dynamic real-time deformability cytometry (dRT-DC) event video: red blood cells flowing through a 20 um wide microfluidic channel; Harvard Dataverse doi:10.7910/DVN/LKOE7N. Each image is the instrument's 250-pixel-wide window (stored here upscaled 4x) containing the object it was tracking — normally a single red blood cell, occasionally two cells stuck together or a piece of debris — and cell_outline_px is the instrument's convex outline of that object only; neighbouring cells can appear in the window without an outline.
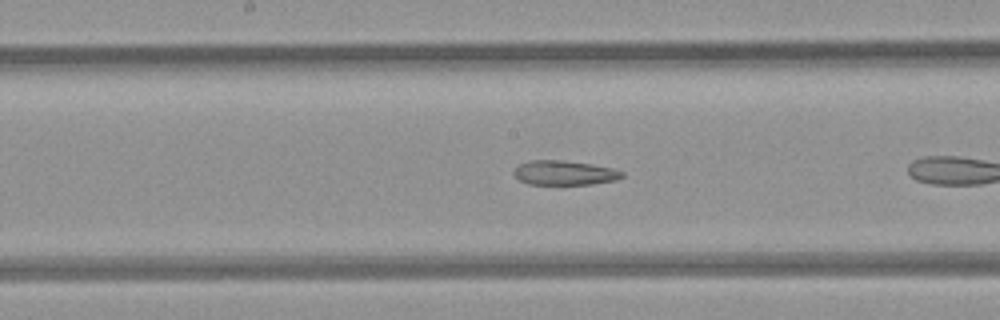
{"species": "common noctule bat (a hibernating species)", "species_latin": "Nyctalus noctula", "temperature_condition": "room temperature", "stored_images_in_passage": 19, "camera_frame_rate_fps": 3000, "um_per_image_px": 0.085, "animal": {"sex": "female", "body_mass_g": 21.9}, "frame": {"image": 1, "passage_image": 11, "time_ms": 3.333, "image_size_px": [1000, 320], "cell_outline_px": [[624, 176], [616, 180], [592, 184], [528, 184], [520, 180], [512, 172], [520, 164], [532, 160], [564, 160], [592, 164], [612, 168], [624, 172]], "centroid_in_image_um": [48.0, 14.69], "position_along_channel_um": 200.2, "area_um2": 15.37}}
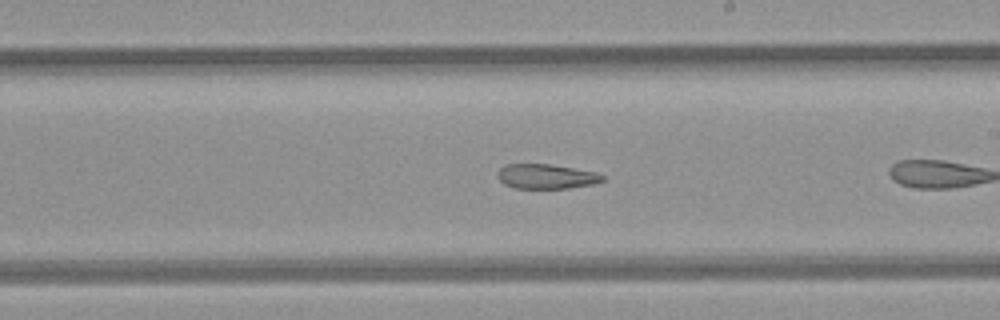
{"frame": {"image": 2, "passage_image": 14, "time_ms": 4.333, "image_size_px": [1000, 320], "cell_outline_px": [[604, 180], [596, 184], [568, 188], [516, 188], [504, 184], [496, 176], [496, 172], [504, 164], [552, 164], [596, 172], [604, 176]], "centroid_in_image_um": [46.42, 14.99], "position_along_channel_um": 242.6, "area_um2": 15.26}}